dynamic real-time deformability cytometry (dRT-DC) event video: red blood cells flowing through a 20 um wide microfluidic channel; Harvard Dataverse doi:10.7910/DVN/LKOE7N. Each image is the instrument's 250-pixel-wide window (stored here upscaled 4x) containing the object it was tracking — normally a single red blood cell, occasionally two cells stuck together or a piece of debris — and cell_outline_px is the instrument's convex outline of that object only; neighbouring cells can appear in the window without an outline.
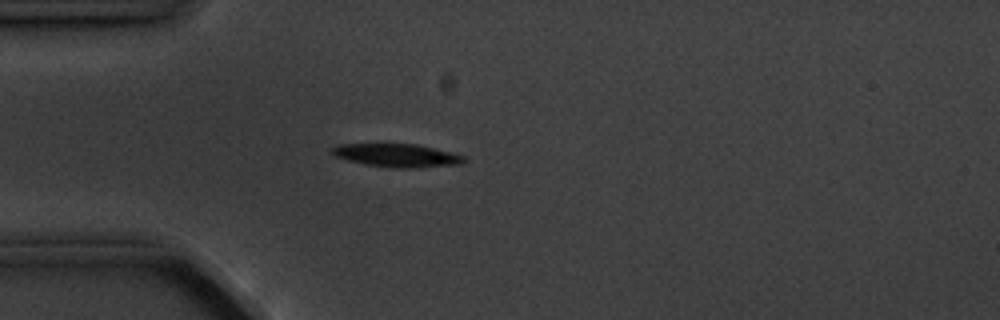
{"species": "common noctule bat (a hibernating species)", "species_latin": "Nyctalus noctula", "temperature_condition": "cold", "stored_images_in_passage": 4, "camera_frame_rate_fps": 3000, "um_per_image_px": 0.085, "animal": {"sex": "male", "body_mass_g": 20.1, "forearm_length_mm": 53.5}, "frame": {"image": 1, "passage_image": 4, "time_ms": 3.333, "image_size_px": [1000, 320], "cell_outline_px": [[468, 160], [464, 164], [408, 168], [400, 168], [364, 164], [332, 156], [328, 152], [336, 144], [416, 144], [464, 156]], "centroid_in_image_um": [33.69, 13.21], "position_along_channel_um": 51.3, "area_um2": 17.8}}